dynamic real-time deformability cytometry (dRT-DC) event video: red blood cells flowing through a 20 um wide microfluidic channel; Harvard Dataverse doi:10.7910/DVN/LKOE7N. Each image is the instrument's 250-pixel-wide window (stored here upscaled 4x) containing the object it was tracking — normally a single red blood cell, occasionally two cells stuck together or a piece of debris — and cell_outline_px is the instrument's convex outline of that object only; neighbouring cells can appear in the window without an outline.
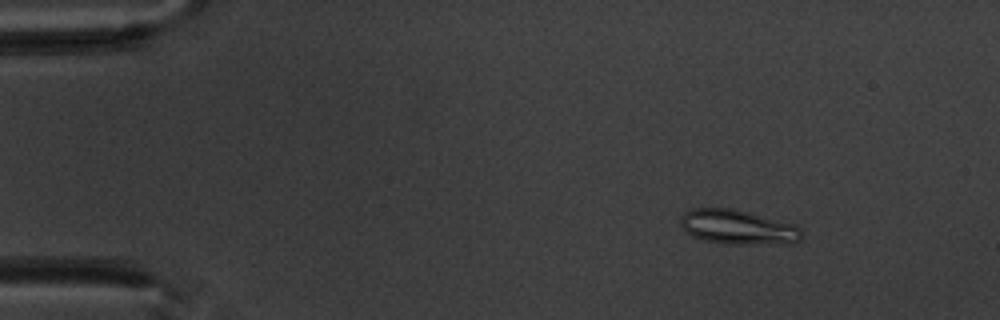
{"species": "common noctule bat (a hibernating species)", "species_latin": "Nyctalus noctula", "temperature_condition": "warm", "stored_images_in_passage": 7, "camera_frame_rate_fps": 3000, "um_per_image_px": 0.085, "animal": {"sex": "male", "body_mass_g": 20.1, "forearm_length_mm": 53.5}, "frame": {"image": 1, "passage_image": 3, "time_ms": 2.333, "image_size_px": [1000, 320], "cell_outline_px": [[804, 236], [800, 240], [792, 244], [728, 244], [704, 240], [692, 236], [680, 224], [680, 216], [684, 212], [692, 208], [732, 208], [796, 224], [804, 232]], "centroid_in_image_um": [62.78, 19.31], "position_along_channel_um": 22.2, "area_um2": 24.74}}
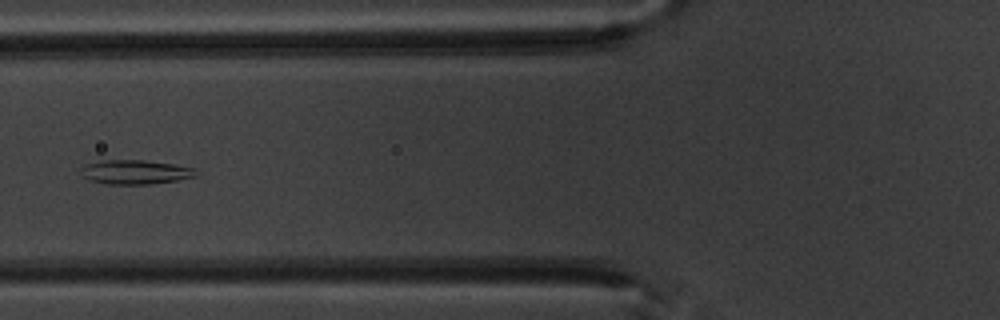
{"frame": {"image": 2, "passage_image": 6, "time_ms": 7.0, "image_size_px": [1000, 320], "cell_outline_px": [[196, 176], [176, 180], [148, 184], [108, 184], [92, 180], [84, 176], [80, 168], [84, 164], [104, 160], [144, 160], [172, 164], [196, 168]], "centroid_in_image_um": [11.5, 14.61], "position_along_channel_um": 114.3, "area_um2": 16.01}}